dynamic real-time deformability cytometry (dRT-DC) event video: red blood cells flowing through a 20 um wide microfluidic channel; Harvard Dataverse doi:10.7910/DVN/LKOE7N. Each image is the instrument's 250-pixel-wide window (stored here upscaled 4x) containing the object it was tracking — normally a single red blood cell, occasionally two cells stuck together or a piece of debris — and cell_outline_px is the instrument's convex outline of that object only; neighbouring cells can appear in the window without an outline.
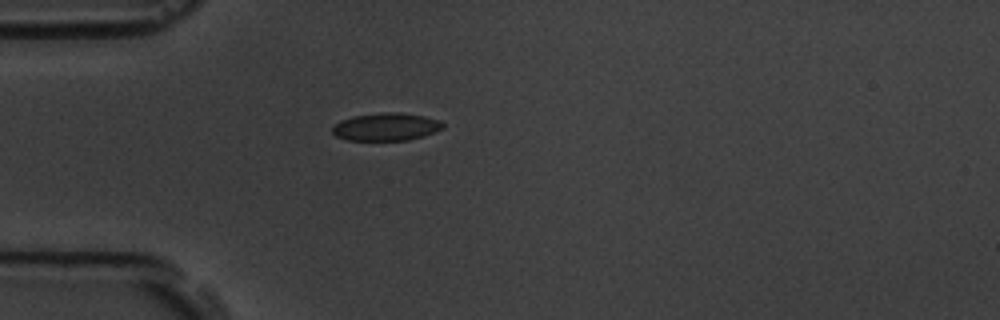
{"species": "common noctule bat (a hibernating species)", "species_latin": "Nyctalus noctula", "temperature_condition": "room temperature", "stored_images_in_passage": 3, "camera_frame_rate_fps": 3000, "um_per_image_px": 0.085, "animal": {"sex": "male", "body_mass_g": 19.5, "forearm_length_mm": 54.6}, "frame": {"image": 1, "passage_image": 1, "time_ms": 0.0, "image_size_px": [1000, 320], "cell_outline_px": [[444, 128], [436, 132], [424, 136], [408, 140], [348, 140], [336, 136], [332, 132], [332, 128], [340, 120], [352, 116], [384, 112], [396, 112], [424, 116], [440, 120], [444, 124]], "centroid_in_image_um": [32.84, 10.78], "position_along_channel_um": 52.2, "area_um2": 17.92}}
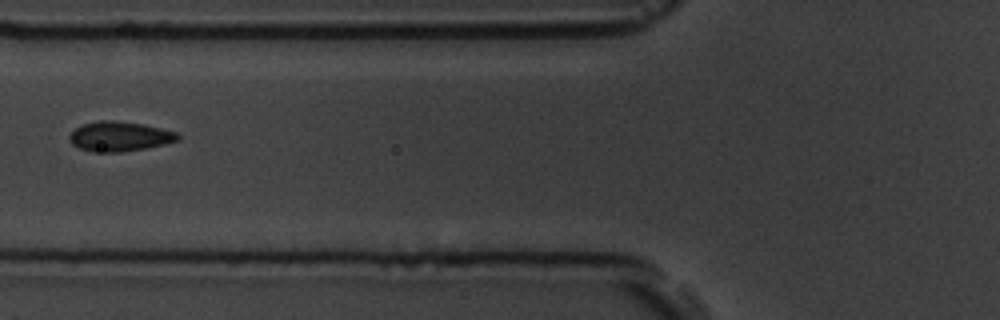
{"frame": {"image": 2, "passage_image": 3, "time_ms": 2.0, "image_size_px": [1000, 320], "cell_outline_px": [[180, 140], [164, 144], [144, 148], [120, 152], [92, 152], [80, 148], [72, 144], [68, 140], [68, 136], [80, 124], [100, 120], [112, 120], [144, 124], [176, 132], [180, 136]], "centroid_in_image_um": [10.13, 11.59], "position_along_channel_um": 115.7, "area_um2": 18.84}}